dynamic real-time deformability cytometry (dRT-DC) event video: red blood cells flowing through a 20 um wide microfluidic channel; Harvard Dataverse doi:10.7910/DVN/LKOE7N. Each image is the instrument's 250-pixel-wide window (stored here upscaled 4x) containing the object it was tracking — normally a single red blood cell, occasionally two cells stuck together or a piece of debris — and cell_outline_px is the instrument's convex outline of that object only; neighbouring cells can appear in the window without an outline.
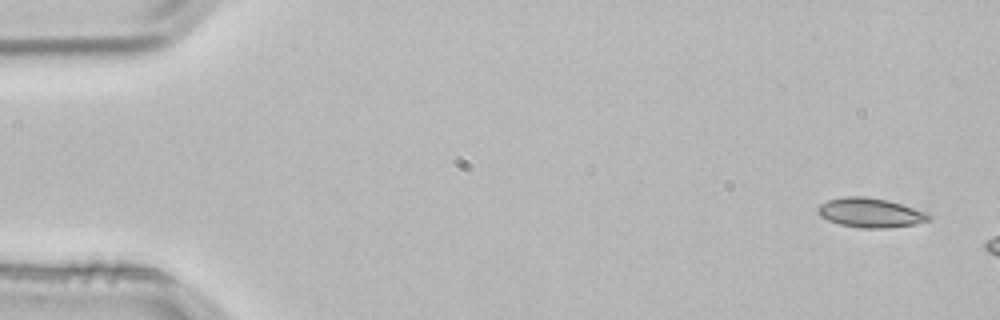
{"species": "common noctule bat (a hibernating species)", "species_latin": "Nyctalus noctula", "temperature_condition": "room temperature", "stored_images_in_passage": 3, "camera_frame_rate_fps": 3000, "um_per_image_px": 0.085, "animal": {"sex": "male", "body_mass_g": 21.5, "forearm_length_mm": 52.0}, "frame": {"image": 1, "passage_image": 1, "time_ms": 0.0, "image_size_px": [1000, 320], "cell_outline_px": [[932, 220], [916, 224], [888, 228], [860, 228], [840, 224], [828, 220], [820, 216], [816, 212], [816, 208], [820, 204], [828, 200], [844, 196], [864, 196], [888, 200], [928, 212], [932, 216]], "centroid_in_image_um": [74.0, 18.08], "position_along_channel_um": 11.0, "area_um2": 19.31}}